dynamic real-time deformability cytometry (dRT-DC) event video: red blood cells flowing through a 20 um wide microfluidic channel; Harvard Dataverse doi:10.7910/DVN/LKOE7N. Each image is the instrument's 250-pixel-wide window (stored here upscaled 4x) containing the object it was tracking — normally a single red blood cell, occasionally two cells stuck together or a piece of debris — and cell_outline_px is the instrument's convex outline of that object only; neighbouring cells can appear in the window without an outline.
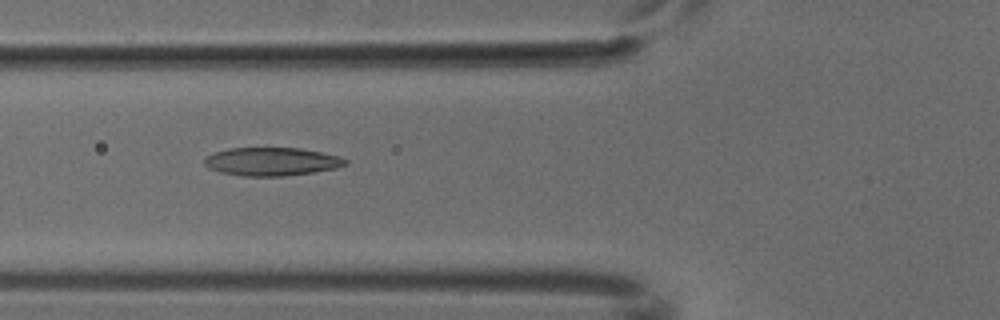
{"species": "common noctule bat (a hibernating species)", "species_latin": "Nyctalus noctula", "temperature_condition": "cold", "stored_images_in_passage": 8, "camera_frame_rate_fps": 3000, "um_per_image_px": 0.085, "animal": {"sex": "male", "body_mass_g": 18.8}, "frame": {"image": 1, "passage_image": 6, "time_ms": 1.667, "image_size_px": [1000, 320], "cell_outline_px": [[348, 164], [336, 168], [312, 172], [284, 176], [240, 176], [220, 172], [208, 168], [204, 164], [204, 156], [212, 152], [228, 148], [300, 148], [340, 156], [348, 160]], "centroid_in_image_um": [23.05, 13.73], "position_along_channel_um": 102.8, "area_um2": 23.41}}
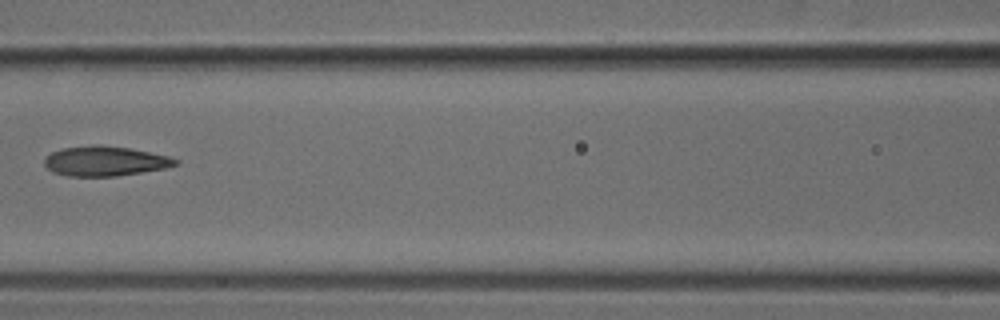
{"frame": {"image": 2, "passage_image": 7, "time_ms": 2.0, "image_size_px": [1000, 320], "cell_outline_px": [[180, 160], [176, 164], [164, 168], [116, 176], [68, 176], [52, 172], [44, 164], [44, 160], [52, 152], [64, 148], [92, 144], [96, 144], [128, 148], [168, 156]], "centroid_in_image_um": [8.9, 13.69], "position_along_channel_um": 157.7, "area_um2": 22.48}}
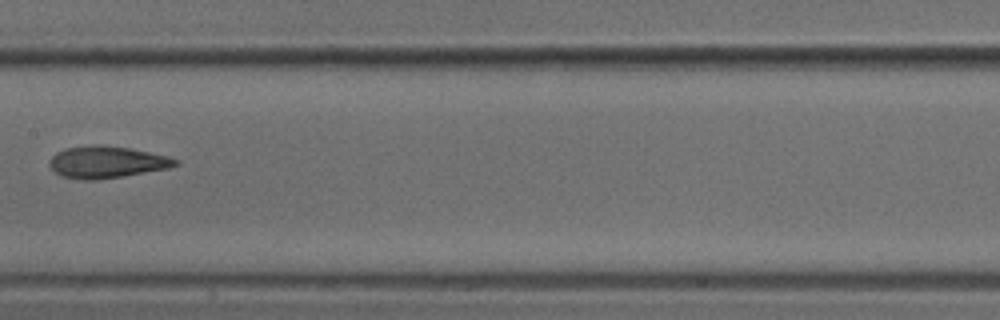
{"frame": {"image": 3, "passage_image": 8, "time_ms": 2.333, "image_size_px": [1000, 320], "cell_outline_px": [[180, 164], [168, 168], [120, 176], [92, 180], [84, 180], [60, 176], [48, 164], [48, 160], [56, 152], [64, 148], [92, 144], [96, 144], [132, 148], [168, 156], [180, 160]], "centroid_in_image_um": [9.05, 13.76], "position_along_channel_um": 198.3, "area_um2": 23.47}}